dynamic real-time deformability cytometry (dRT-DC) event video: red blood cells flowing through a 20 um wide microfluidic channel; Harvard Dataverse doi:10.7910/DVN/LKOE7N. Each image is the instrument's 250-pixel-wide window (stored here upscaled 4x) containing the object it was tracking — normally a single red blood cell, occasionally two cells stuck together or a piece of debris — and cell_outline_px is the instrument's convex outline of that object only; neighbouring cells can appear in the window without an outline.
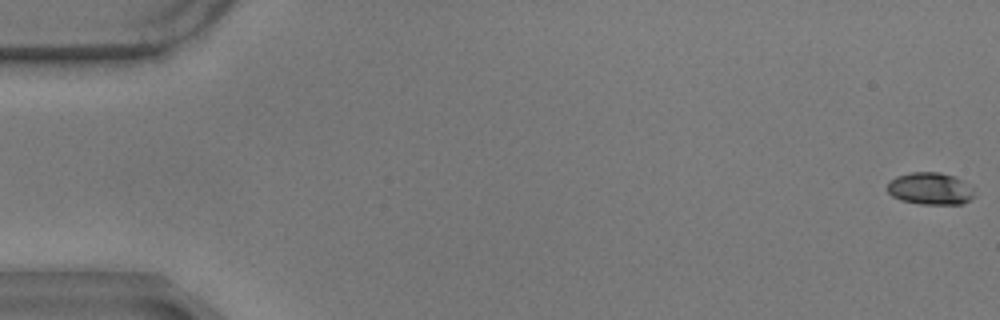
{"species": "common noctule bat (a hibernating species)", "species_latin": "Nyctalus noctula", "temperature_condition": "warm", "stored_images_in_passage": 10, "camera_frame_rate_fps": 3000, "um_per_image_px": 0.085, "animal": {"sex": "male", "body_mass_g": 17.9}, "frame": {"image": 1, "passage_image": 1, "time_ms": 0.0, "image_size_px": [1000, 320], "cell_outline_px": [[976, 196], [960, 204], [920, 204], [900, 200], [892, 196], [888, 192], [888, 184], [896, 176], [912, 172], [940, 172], [956, 176], [972, 184]], "centroid_in_image_um": [79.13, 16.02], "position_along_channel_um": 5.9, "area_um2": 16.59}}